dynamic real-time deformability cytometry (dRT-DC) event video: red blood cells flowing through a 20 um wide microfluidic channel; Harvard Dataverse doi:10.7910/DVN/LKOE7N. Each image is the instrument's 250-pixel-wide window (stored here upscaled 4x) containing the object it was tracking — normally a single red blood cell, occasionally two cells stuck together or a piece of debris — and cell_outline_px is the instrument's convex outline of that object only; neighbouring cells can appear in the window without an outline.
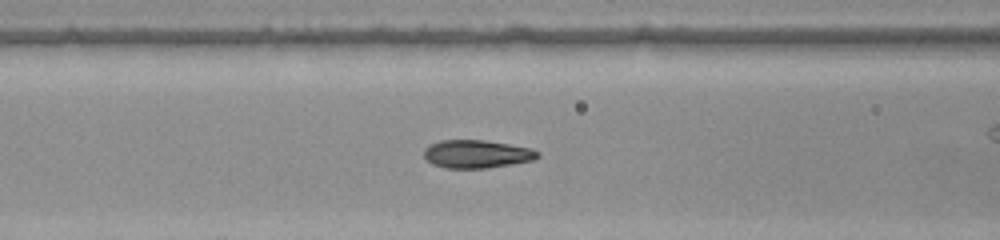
{"species": "common noctule bat (a hibernating species)", "species_latin": "Nyctalus noctula", "temperature_condition": "warm", "stored_images_in_passage": 41, "camera_frame_rate_fps": 3000, "um_per_image_px": 0.085, "animal": {"sex": "female", "body_mass_g": 22.0, "forearm_length_mm": 56.7}, "frame": {"image": 1, "passage_image": 9, "time_ms": 2.667, "image_size_px": [1000, 240], "cell_outline_px": [[540, 156], [532, 160], [512, 164], [488, 168], [444, 168], [432, 164], [424, 160], [424, 148], [440, 140], [484, 140], [532, 148], [540, 152]], "centroid_in_image_um": [40.51, 13.1], "position_along_channel_um": 126.1, "area_um2": 18.73}}
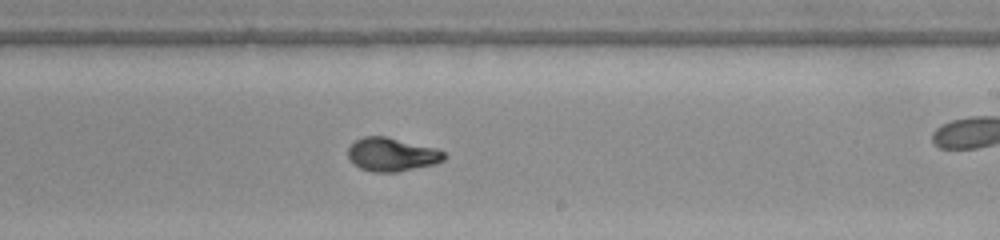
{"frame": {"image": 2, "passage_image": 19, "time_ms": 6.0, "image_size_px": [1000, 240], "cell_outline_px": [[448, 156], [444, 160], [436, 164], [396, 172], [372, 172], [360, 168], [352, 164], [348, 156], [348, 148], [356, 140], [364, 136], [384, 136], [436, 148], [444, 152]], "centroid_in_image_um": [33.31, 13.14], "position_along_channel_um": 255.7, "area_um2": 18.84}}
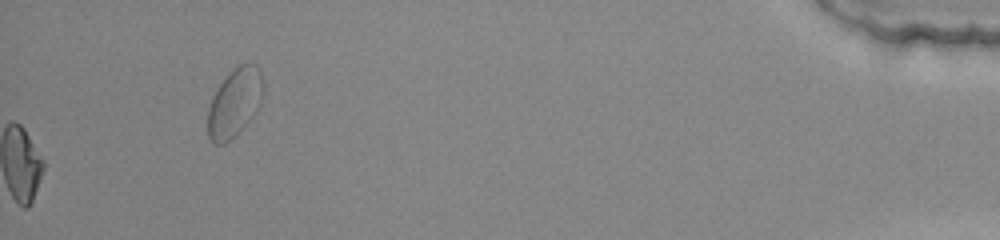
{"frame": {"image": 3, "passage_image": 41, "time_ms": 13.333, "image_size_px": [1000, 240], "cell_outline_px": [[264, 92], [260, 104], [256, 112], [236, 136], [224, 144], [216, 144], [208, 136], [208, 108], [212, 96], [220, 84], [232, 68], [240, 64], [256, 64], [260, 68], [264, 84]], "centroid_in_image_um": [19.97, 8.71], "position_along_channel_um": 415.2, "area_um2": 22.37}, "authors_computed_cell_mechanics": {"area_um2": 18.5538, "velocity_mm_per_s": 3.8978, "shape_relaxation_time_tau1_ms": 8.6982, "shape_relaxation_time_tau2_ms": null, "deformation_change_tau1": 0.2936, "deformation_change_tau2": null}}